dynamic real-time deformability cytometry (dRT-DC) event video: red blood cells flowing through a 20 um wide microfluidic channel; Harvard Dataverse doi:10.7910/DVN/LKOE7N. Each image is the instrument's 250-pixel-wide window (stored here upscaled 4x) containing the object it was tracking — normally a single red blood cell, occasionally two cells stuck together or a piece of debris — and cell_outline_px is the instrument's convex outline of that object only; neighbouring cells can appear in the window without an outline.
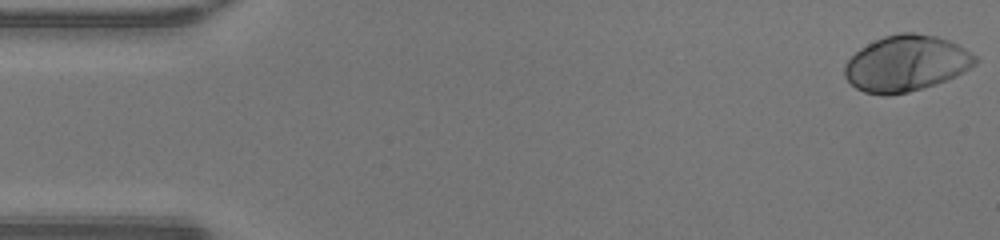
{"species": "human", "species_latin": "Homo sapiens", "temperature_condition": "warm", "stored_images_in_passage": 48, "camera_frame_rate_fps": 3000, "um_per_image_px": 0.085, "donor": {"sex": "male"}, "frame": {"image": 1, "passage_image": 1, "time_ms": 0.0, "image_size_px": [1000, 240], "cell_outline_px": [[980, 60], [976, 64], [964, 72], [956, 76], [908, 92], [888, 96], [884, 96], [864, 92], [856, 88], [844, 76], [844, 64], [860, 48], [884, 36], [900, 32], [912, 32], [936, 36], [948, 40], [964, 48], [976, 56]], "centroid_in_image_um": [77.02, 5.39], "position_along_channel_um": 8.0, "area_um2": 42.43}}
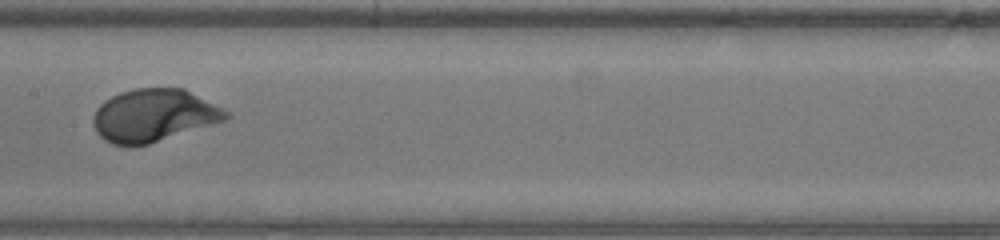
{"frame": {"image": 2, "passage_image": 24, "time_ms": 7.667, "image_size_px": [1000, 240], "cell_outline_px": [[232, 116], [228, 120], [148, 144], [112, 144], [104, 140], [96, 132], [92, 124], [92, 120], [96, 108], [104, 100], [120, 92], [136, 88], [184, 88], [232, 112]], "centroid_in_image_um": [13.11, 9.79], "position_along_channel_um": 194.3, "area_um2": 40.92}}
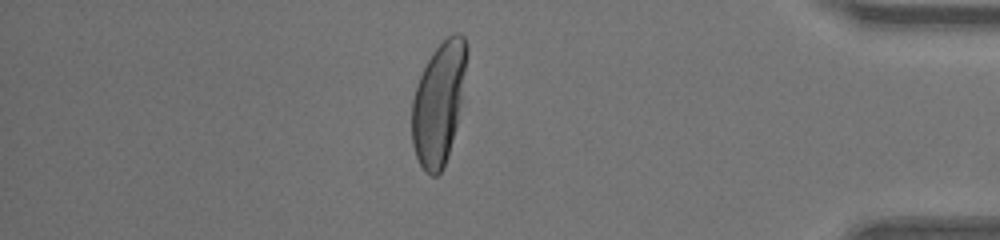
{"frame": {"image": 3, "passage_image": 41, "time_ms": 13.333, "image_size_px": [1000, 240], "cell_outline_px": [[468, 52], [456, 124], [452, 140], [444, 168], [436, 176], [432, 176], [424, 172], [416, 156], [412, 144], [412, 100], [420, 76], [432, 52], [452, 32], [460, 32], [464, 36], [468, 44]], "centroid_in_image_um": [37.28, 8.75], "position_along_channel_um": 397.9, "area_um2": 38.55}, "authors_computed_cell_mechanics": {"area_um2": 40.6912, "velocity_mm_per_s": 4.2959, "shape_relaxation_time_tau1_ms": 2.0217, "shape_relaxation_time_tau2_ms": null, "deformation_change_tau1": 0.1792, "deformation_change_tau2": null}}